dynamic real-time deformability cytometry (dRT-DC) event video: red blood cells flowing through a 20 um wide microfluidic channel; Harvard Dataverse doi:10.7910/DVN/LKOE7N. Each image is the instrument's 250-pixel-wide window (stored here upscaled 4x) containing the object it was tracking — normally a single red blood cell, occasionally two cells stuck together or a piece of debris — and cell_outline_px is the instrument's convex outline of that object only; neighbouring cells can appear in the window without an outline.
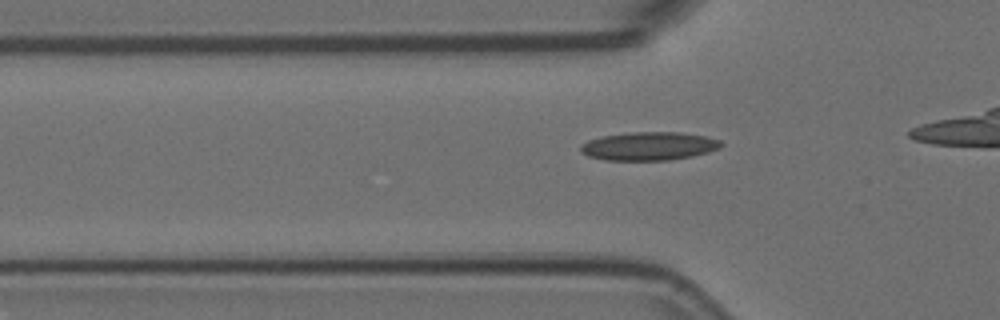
{"species": "Egyptian fruit bat (a non-hibernating species)", "species_latin": "Rousettus aegyptiacus", "temperature_condition": "room temperature", "stored_images_in_passage": 16, "camera_frame_rate_fps": 3000, "um_per_image_px": 0.085, "animal": {"sex": "female"}, "frame": {"image": 1, "passage_image": 10, "time_ms": 3.0, "image_size_px": [1000, 320], "cell_outline_px": [[724, 144], [720, 148], [708, 152], [692, 156], [668, 160], [604, 160], [588, 156], [580, 152], [580, 144], [588, 140], [600, 136], [632, 132], [680, 132], [704, 136], [720, 140]], "centroid_in_image_um": [55.13, 12.42], "position_along_channel_um": 70.7, "area_um2": 23.35}}
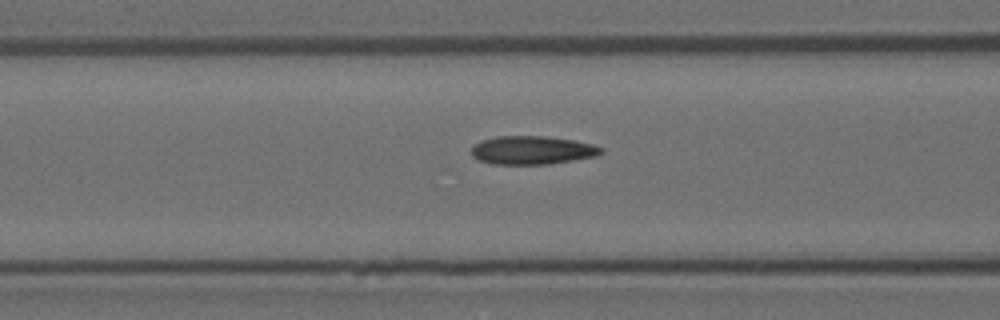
{"frame": {"image": 2, "passage_image": 14, "time_ms": 4.333, "image_size_px": [1000, 320], "cell_outline_px": [[604, 152], [596, 156], [548, 164], [492, 164], [480, 160], [472, 156], [472, 148], [480, 140], [496, 136], [544, 136], [572, 140], [596, 144], [604, 148]], "centroid_in_image_um": [45.27, 12.76], "position_along_channel_um": 121.3, "area_um2": 21.5}}